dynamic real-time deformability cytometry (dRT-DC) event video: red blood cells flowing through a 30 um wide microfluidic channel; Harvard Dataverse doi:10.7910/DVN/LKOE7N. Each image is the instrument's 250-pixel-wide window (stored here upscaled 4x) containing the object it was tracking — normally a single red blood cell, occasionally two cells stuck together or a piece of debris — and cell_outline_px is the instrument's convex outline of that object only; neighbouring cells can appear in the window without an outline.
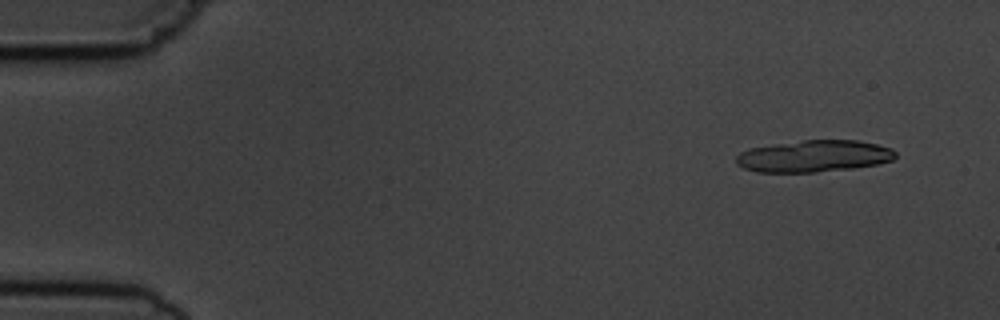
{"species": "common noctule bat (a hibernating species)", "species_latin": "Nyctalus noctula", "temperature_condition": "cold", "stored_images_in_passage": 8, "camera_frame_rate_fps": 3000, "um_per_image_px": 0.085, "animal": {"sex": "male", "body_mass_g": 19.5, "forearm_length_mm": 54.6}, "frame": {"image": 1, "passage_image": 1, "time_ms": 0.0, "image_size_px": [1000, 320], "cell_outline_px": [[896, 156], [892, 160], [876, 164], [852, 168], [816, 172], [756, 172], [744, 168], [736, 164], [736, 156], [740, 152], [748, 148], [804, 140], [860, 140], [892, 148], [896, 152]], "centroid_in_image_um": [69.17, 13.27], "position_along_channel_um": 15.8, "area_um2": 29.54}}
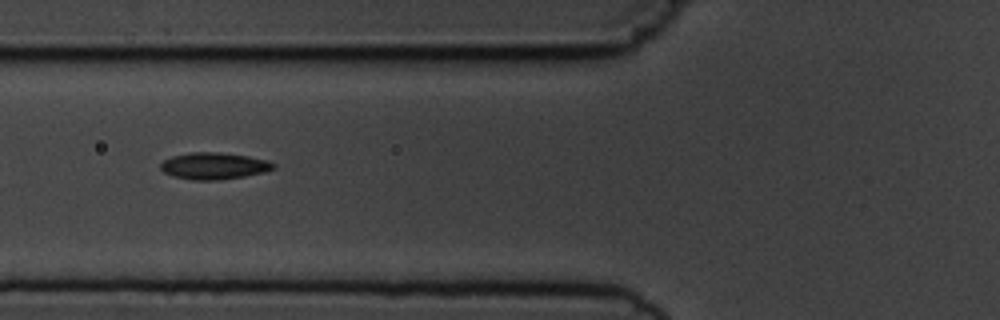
{"frame": {"image": 2, "passage_image": 6, "time_ms": 5.667, "image_size_px": [1000, 320], "cell_outline_px": [[276, 168], [264, 172], [244, 176], [216, 180], [192, 180], [172, 176], [164, 172], [160, 168], [160, 164], [164, 160], [172, 156], [188, 152], [220, 152], [248, 156], [268, 160], [276, 164]], "centroid_in_image_um": [18.19, 14.09], "position_along_channel_um": 107.6, "area_um2": 17.69}}
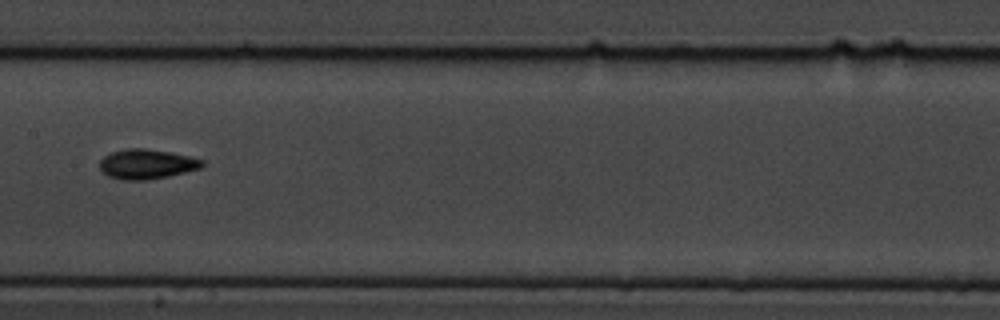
{"frame": {"image": 3, "passage_image": 8, "time_ms": 8.0, "image_size_px": [1000, 320], "cell_outline_px": [[204, 164], [200, 168], [168, 176], [144, 180], [124, 180], [108, 176], [100, 168], [100, 160], [104, 156], [112, 152], [128, 148], [144, 148], [168, 152], [188, 156], [204, 160]], "centroid_in_image_um": [12.46, 13.94], "position_along_channel_um": 194.9, "area_um2": 17.51}}